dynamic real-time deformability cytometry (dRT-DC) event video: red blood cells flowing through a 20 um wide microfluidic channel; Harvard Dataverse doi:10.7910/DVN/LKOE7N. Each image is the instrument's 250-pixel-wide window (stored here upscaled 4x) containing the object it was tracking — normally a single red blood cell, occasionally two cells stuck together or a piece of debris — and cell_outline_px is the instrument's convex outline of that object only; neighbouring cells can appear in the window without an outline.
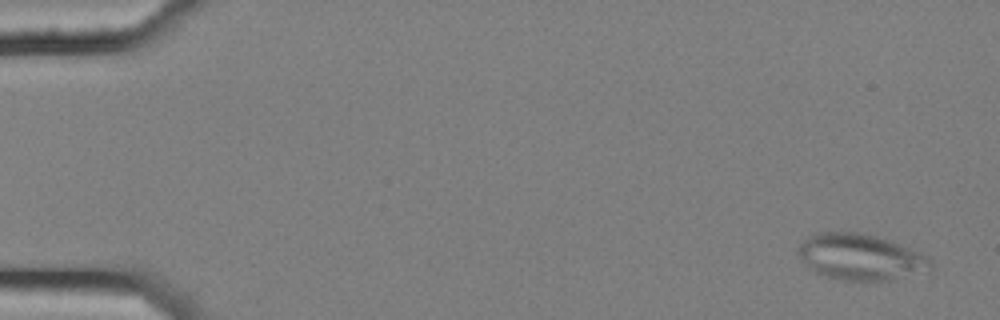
{"species": "common noctule bat (a hibernating species)", "species_latin": "Nyctalus noctula", "temperature_condition": "cold", "stored_images_in_passage": 5, "camera_frame_rate_fps": 3000, "um_per_image_px": 0.085, "animal": {"sex": "female", "body_mass_g": 25.1}, "frame": {"image": 1, "passage_image": 1, "time_ms": 0.0, "image_size_px": [1000, 320], "cell_outline_px": [[932, 268], [888, 280], [840, 280], [824, 276], [808, 268], [796, 252], [796, 248], [808, 236], [820, 232], [860, 232], [876, 236], [888, 240], [924, 256], [932, 264]], "centroid_in_image_um": [73.01, 21.84], "position_along_channel_um": 12.0, "area_um2": 34.8}}